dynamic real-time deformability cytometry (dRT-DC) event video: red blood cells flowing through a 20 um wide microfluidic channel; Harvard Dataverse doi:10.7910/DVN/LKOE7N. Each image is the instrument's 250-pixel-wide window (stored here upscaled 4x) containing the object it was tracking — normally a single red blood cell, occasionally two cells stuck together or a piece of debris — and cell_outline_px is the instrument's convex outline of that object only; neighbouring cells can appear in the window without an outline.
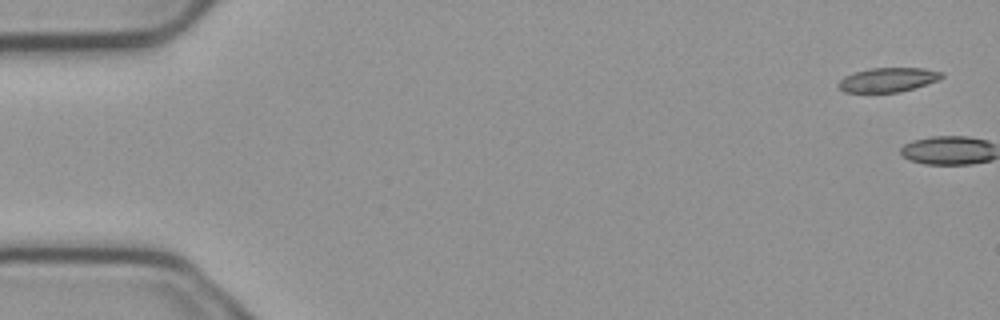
{"species": "common noctule bat (a hibernating species)", "species_latin": "Nyctalus noctula", "temperature_condition": "cold", "stored_images_in_passage": 7, "camera_frame_rate_fps": 3000, "um_per_image_px": 0.085, "animal": {"sex": "male", "body_mass_g": 23.1, "forearm_length_mm": 52.7}, "frame": {"image": 1, "passage_image": 1, "time_ms": 0.0, "image_size_px": [1000, 320], "cell_outline_px": [[944, 76], [936, 80], [900, 92], [844, 92], [836, 84], [844, 76], [856, 72], [872, 68], [924, 68], [944, 72]], "centroid_in_image_um": [75.46, 6.77], "position_along_channel_um": 9.5, "area_um2": 14.39}}
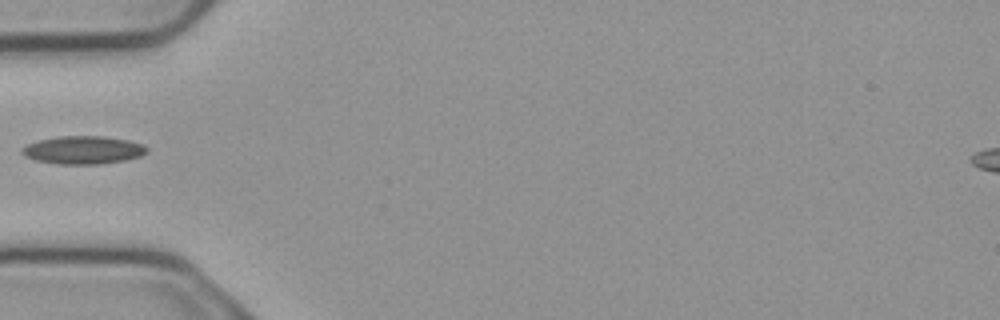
{"frame": {"image": 2, "passage_image": 6, "time_ms": 1.667, "image_size_px": [1000, 320], "cell_outline_px": [[148, 152], [140, 156], [124, 160], [100, 164], [56, 164], [36, 160], [24, 156], [20, 152], [28, 144], [40, 140], [60, 136], [100, 136], [128, 140], [144, 144], [148, 148]], "centroid_in_image_um": [7.09, 12.75], "position_along_channel_um": 77.9, "area_um2": 20.29}}
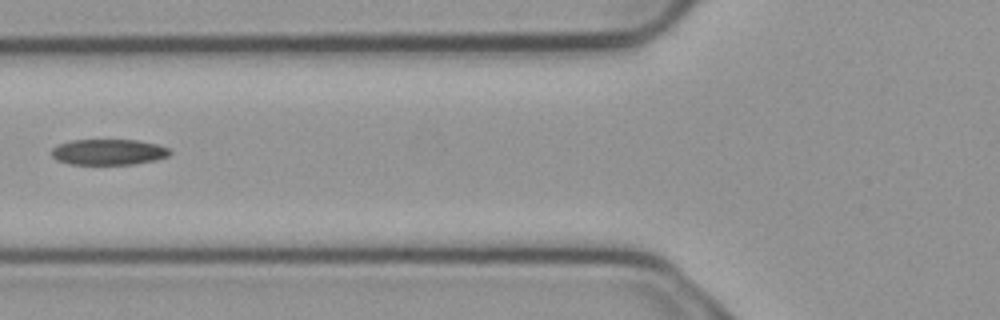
{"frame": {"image": 3, "passage_image": 7, "time_ms": 2.0, "image_size_px": [1000, 320], "cell_outline_px": [[172, 152], [168, 156], [156, 160], [132, 164], [68, 164], [56, 160], [52, 156], [52, 148], [56, 144], [72, 140], [136, 140], [156, 144], [168, 148]], "centroid_in_image_um": [9.19, 12.92], "position_along_channel_um": 116.6, "area_um2": 17.8}}